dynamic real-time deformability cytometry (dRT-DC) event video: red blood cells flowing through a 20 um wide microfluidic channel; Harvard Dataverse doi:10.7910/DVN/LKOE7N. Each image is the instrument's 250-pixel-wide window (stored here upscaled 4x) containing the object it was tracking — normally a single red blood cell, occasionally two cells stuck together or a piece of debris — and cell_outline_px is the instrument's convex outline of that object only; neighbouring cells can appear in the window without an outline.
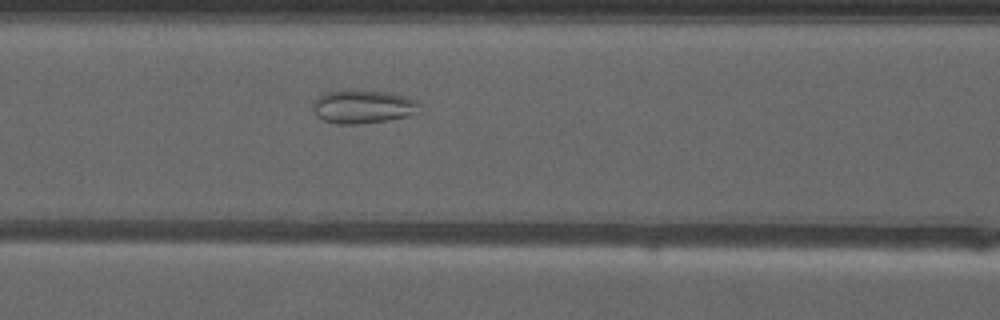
{"species": "common noctule bat (a hibernating species)", "species_latin": "Nyctalus noctula", "temperature_condition": "warm", "stored_images_in_passage": 45, "camera_frame_rate_fps": 3000, "um_per_image_px": 0.085, "animal": {"sex": "male", "forearm_length_mm": 52.5}, "frame": {"image": 1, "passage_image": 16, "time_ms": 5.0, "image_size_px": [1000, 320], "cell_outline_px": [[420, 112], [408, 116], [388, 120], [360, 124], [336, 124], [324, 120], [316, 116], [312, 108], [312, 104], [324, 92], [344, 88], [348, 88], [388, 92], [408, 96], [416, 100], [420, 104]], "centroid_in_image_um": [30.86, 9.04], "position_along_channel_um": 135.7, "area_um2": 21.5}}